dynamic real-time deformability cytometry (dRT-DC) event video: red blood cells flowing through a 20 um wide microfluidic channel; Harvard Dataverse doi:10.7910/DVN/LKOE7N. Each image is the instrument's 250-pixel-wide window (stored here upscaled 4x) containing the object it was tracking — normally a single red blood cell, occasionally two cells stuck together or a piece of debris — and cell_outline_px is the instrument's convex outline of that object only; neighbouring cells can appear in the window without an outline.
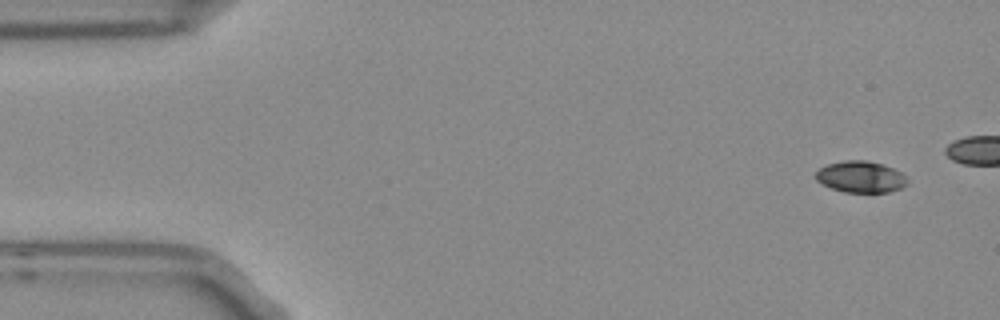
{"species": "Egyptian fruit bat (a non-hibernating species)", "species_latin": "Rousettus aegyptiacus", "temperature_condition": "room temperature", "stored_images_in_passage": 5, "camera_frame_rate_fps": 3000, "um_per_image_px": 0.085, "frame": {"image": 1, "passage_image": 1, "time_ms": 0.0, "image_size_px": [1000, 320], "cell_outline_px": [[908, 184], [900, 188], [888, 192], [844, 192], [832, 188], [816, 180], [816, 172], [820, 168], [828, 164], [844, 160], [868, 160], [892, 168], [900, 172], [908, 180]], "centroid_in_image_um": [73.16, 15.03], "position_along_channel_um": 11.8, "area_um2": 16.59}}
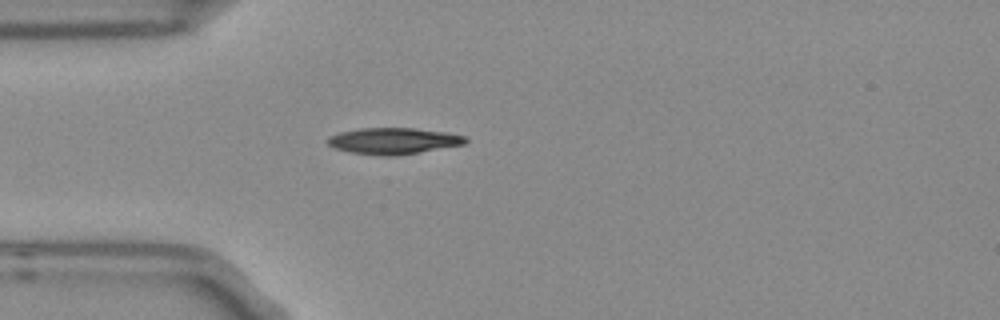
{"frame": {"image": 2, "passage_image": 5, "time_ms": 1.333, "image_size_px": [1000, 320], "cell_outline_px": [[468, 140], [464, 144], [420, 152], [396, 156], [380, 156], [352, 152], [332, 148], [324, 140], [328, 136], [340, 132], [360, 128], [416, 128], [448, 132], [468, 136]], "centroid_in_image_um": [33.43, 11.97], "position_along_channel_um": 51.6, "area_um2": 21.44}}